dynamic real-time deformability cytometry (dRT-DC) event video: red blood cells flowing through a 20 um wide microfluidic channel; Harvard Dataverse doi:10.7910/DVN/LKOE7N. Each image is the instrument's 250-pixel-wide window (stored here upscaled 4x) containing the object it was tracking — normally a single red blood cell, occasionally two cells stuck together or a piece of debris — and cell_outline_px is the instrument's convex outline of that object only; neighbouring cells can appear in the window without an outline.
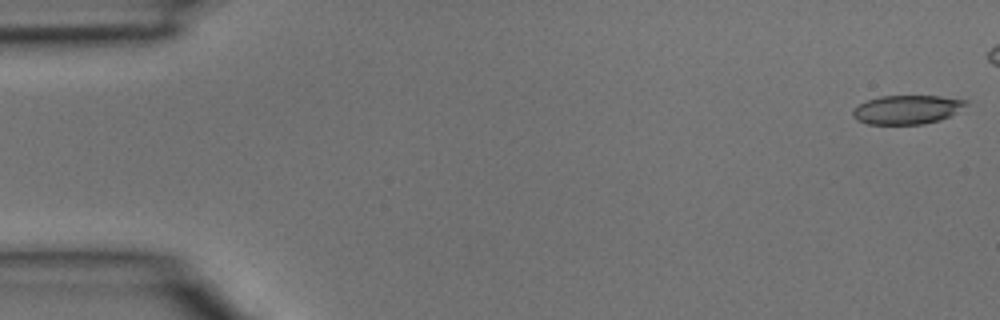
{"species": "common noctule bat (a hibernating species)", "species_latin": "Nyctalus noctula", "temperature_condition": "room temperature", "stored_images_in_passage": 4, "camera_frame_rate_fps": 3000, "um_per_image_px": 0.085, "animal": {"sex": "male", "body_mass_g": 15.6}, "frame": {"image": 1, "passage_image": 1, "time_ms": 0.0, "image_size_px": [1000, 320], "cell_outline_px": [[968, 104], [948, 116], [940, 120], [924, 124], [868, 124], [856, 120], [852, 116], [852, 108], [868, 100], [880, 96], [940, 96], [968, 100]], "centroid_in_image_um": [77.06, 9.32], "position_along_channel_um": 7.9, "area_um2": 19.02}}
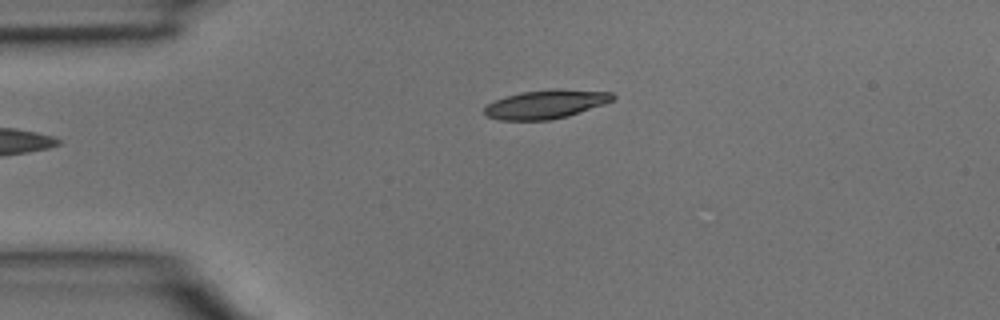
{"frame": {"image": 2, "passage_image": 4, "time_ms": 1.0, "image_size_px": [1000, 320], "cell_outline_px": [[616, 96], [612, 100], [604, 104], [568, 116], [548, 120], [500, 120], [488, 116], [484, 112], [484, 108], [488, 104], [504, 96], [520, 92], [552, 88], [612, 92]], "centroid_in_image_um": [46.4, 8.85], "position_along_channel_um": 38.6, "area_um2": 21.5}}